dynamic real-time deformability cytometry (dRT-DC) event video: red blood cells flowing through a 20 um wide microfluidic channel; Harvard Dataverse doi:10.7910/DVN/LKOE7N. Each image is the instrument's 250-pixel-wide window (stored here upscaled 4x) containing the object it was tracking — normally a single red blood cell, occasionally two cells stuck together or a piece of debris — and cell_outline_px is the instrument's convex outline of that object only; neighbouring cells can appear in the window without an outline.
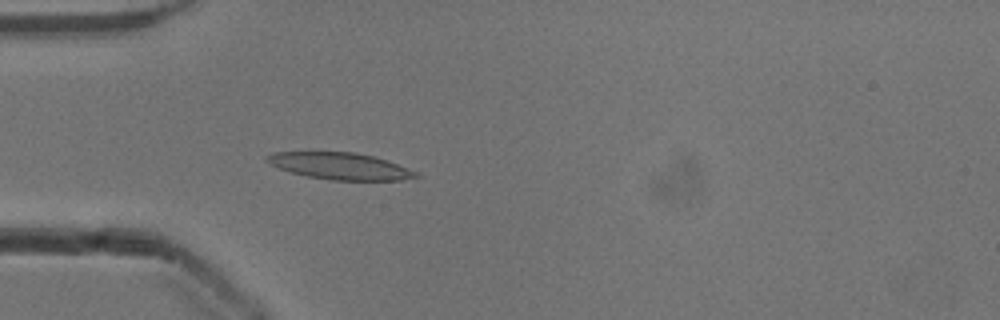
{"species": "common noctule bat (a hibernating species)", "species_latin": "Nyctalus noctula", "temperature_condition": "cold", "stored_images_in_passage": 50, "camera_frame_rate_fps": 3000, "um_per_image_px": 0.085, "animal": {"sex": "male", "body_mass_g": 13.3}, "frame": {"image": 1, "passage_image": 13, "time_ms": 4.0, "image_size_px": [1000, 320], "cell_outline_px": [[420, 176], [400, 180], [332, 180], [308, 176], [292, 172], [268, 164], [264, 160], [264, 156], [272, 152], [356, 152], [372, 156], [420, 172]], "centroid_in_image_um": [28.87, 14.11], "position_along_channel_um": 56.1, "area_um2": 23.12}}
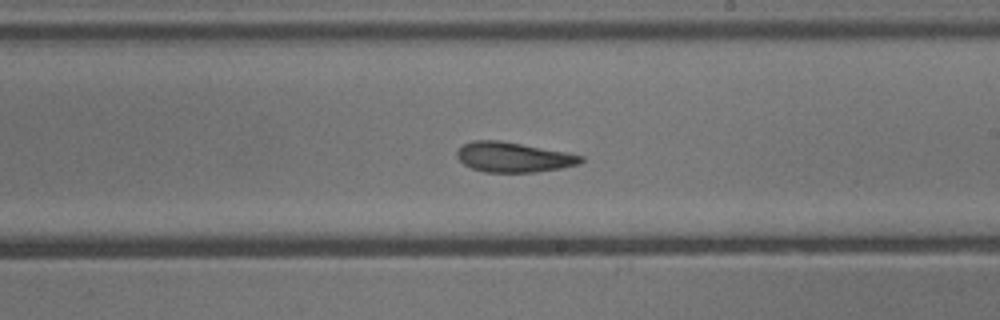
{"frame": {"image": 2, "passage_image": 28, "time_ms": 9.0, "image_size_px": [1000, 320], "cell_outline_px": [[584, 160], [580, 164], [560, 168], [536, 172], [484, 172], [472, 168], [464, 164], [456, 156], [456, 152], [464, 144], [472, 140], [500, 140], [568, 152], [584, 156]], "centroid_in_image_um": [43.66, 13.35], "position_along_channel_um": 245.3, "area_um2": 21.73}}
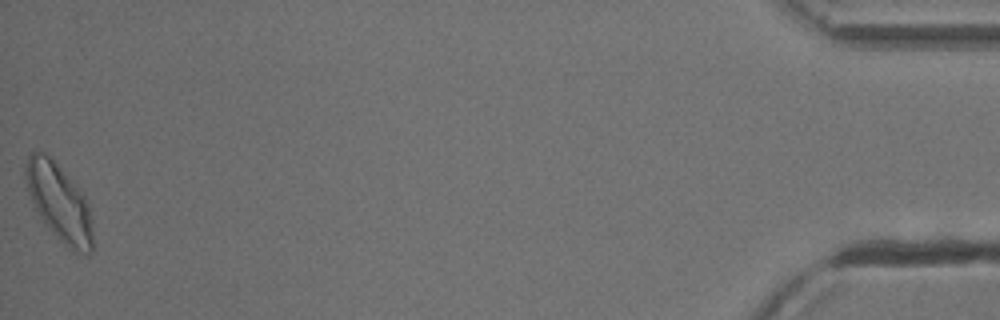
{"frame": {"image": 3, "passage_image": 50, "time_ms": 16.333, "image_size_px": [1000, 320], "cell_outline_px": [[92, 252], [88, 256], [76, 256], [56, 236], [40, 216], [28, 192], [24, 176], [24, 168], [28, 156], [32, 152], [44, 152], [76, 180], [84, 192], [88, 204], [92, 220]], "centroid_in_image_um": [5.09, 17.22], "position_along_channel_um": 430.1, "area_um2": 30.92}, "authors_computed_cell_mechanics": {"area_um2": 22.831, "velocity_mm_per_s": 3.8996, "shape_relaxation_time_tau1_ms": 3.7716, "shape_relaxation_time_tau2_ms": 2.7284, "deformation_change_tau1": 0.1526, "deformation_change_tau2": 0.1107}}